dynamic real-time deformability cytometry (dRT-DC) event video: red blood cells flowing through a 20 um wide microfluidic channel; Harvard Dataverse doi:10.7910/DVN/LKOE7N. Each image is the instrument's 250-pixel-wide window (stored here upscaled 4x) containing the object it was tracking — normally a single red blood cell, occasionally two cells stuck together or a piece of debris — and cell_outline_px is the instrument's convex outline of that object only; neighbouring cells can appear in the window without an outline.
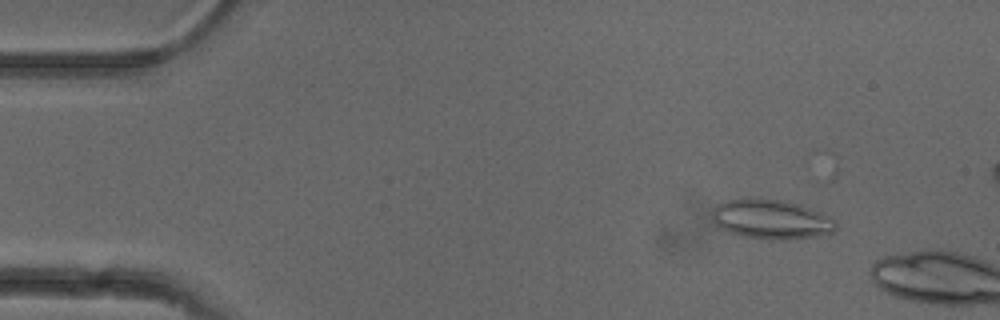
{"species": "common noctule bat (a hibernating species)", "species_latin": "Nyctalus noctula", "temperature_condition": "cold", "stored_images_in_passage": 8, "camera_frame_rate_fps": 3000, "um_per_image_px": 0.085, "animal": {"sex": "female"}, "frame": {"image": 1, "passage_image": 5, "time_ms": 1.333, "image_size_px": [1000, 320], "cell_outline_px": [[836, 228], [832, 232], [820, 236], [784, 240], [772, 240], [748, 236], [728, 232], [720, 228], [712, 220], [712, 208], [716, 204], [724, 200], [784, 200], [800, 204], [820, 212], [836, 220]], "centroid_in_image_um": [65.57, 18.66], "position_along_channel_um": 19.4, "area_um2": 28.26}}